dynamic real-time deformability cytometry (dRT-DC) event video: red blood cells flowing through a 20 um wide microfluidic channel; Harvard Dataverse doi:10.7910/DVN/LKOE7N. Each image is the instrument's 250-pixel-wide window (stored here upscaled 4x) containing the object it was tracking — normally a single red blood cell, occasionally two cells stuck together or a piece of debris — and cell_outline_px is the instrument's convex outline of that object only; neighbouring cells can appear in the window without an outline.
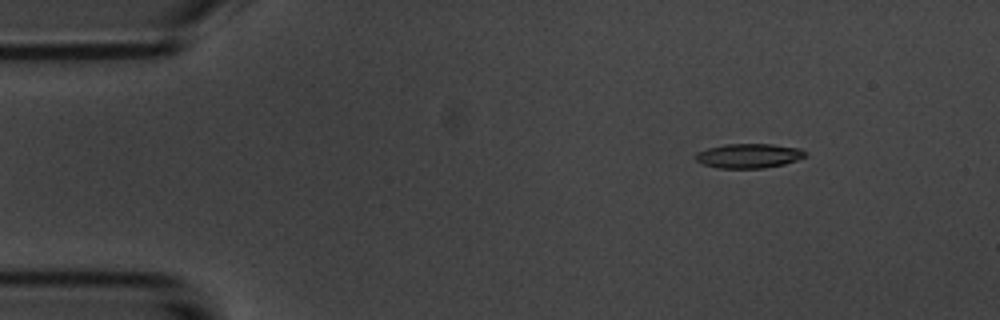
{"species": "common noctule bat (a hibernating species)", "species_latin": "Nyctalus noctula", "temperature_condition": "room temperature", "stored_images_in_passage": 6, "camera_frame_rate_fps": 3000, "um_per_image_px": 0.085, "animal": {"sex": "male", "body_mass_g": 20.1, "forearm_length_mm": 53.5}, "frame": {"image": 1, "passage_image": 3, "time_ms": 2.0, "image_size_px": [1000, 320], "cell_outline_px": [[808, 156], [784, 164], [764, 168], [716, 168], [704, 164], [696, 160], [696, 152], [708, 148], [724, 144], [772, 144], [800, 148], [808, 152]], "centroid_in_image_um": [63.68, 13.24], "position_along_channel_um": 21.3, "area_um2": 15.72}}